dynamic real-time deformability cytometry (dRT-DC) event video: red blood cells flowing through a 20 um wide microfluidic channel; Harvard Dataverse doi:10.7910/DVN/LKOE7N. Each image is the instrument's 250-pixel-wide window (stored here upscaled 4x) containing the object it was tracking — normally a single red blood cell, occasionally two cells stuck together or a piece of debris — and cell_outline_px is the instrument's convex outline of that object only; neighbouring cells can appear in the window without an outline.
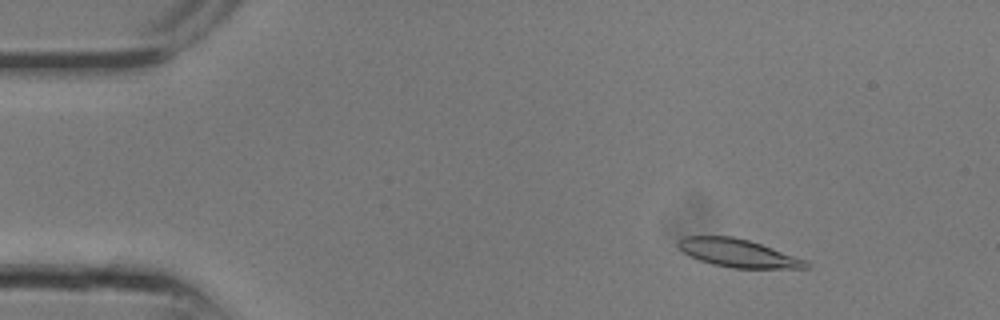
{"species": "common noctule bat (a hibernating species)", "species_latin": "Nyctalus noctula", "temperature_condition": "room temperature", "stored_images_in_passage": 20, "camera_frame_rate_fps": 3000, "um_per_image_px": 0.085, "animal": {"sex": "male", "body_mass_g": 13.3}, "frame": {"image": 1, "passage_image": 4, "time_ms": 1.0, "image_size_px": [1000, 320], "cell_outline_px": [[808, 268], [732, 268], [712, 264], [700, 260], [684, 252], [676, 244], [684, 236], [732, 236], [748, 240], [808, 260]], "centroid_in_image_um": [62.74, 21.51], "position_along_channel_um": 22.3, "area_um2": 20.63}}
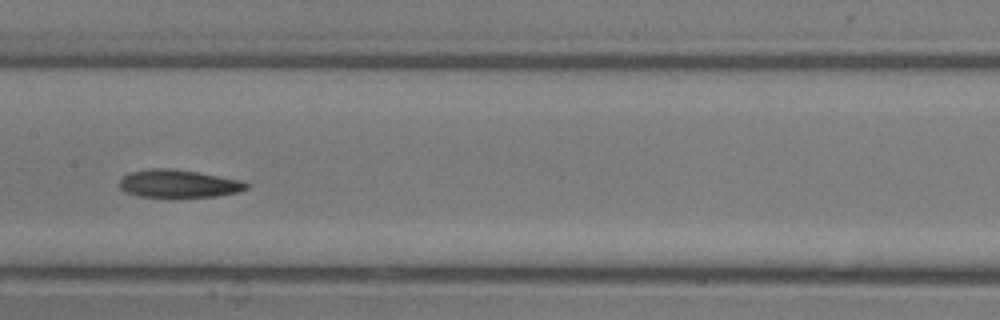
{"frame": {"image": 2, "passage_image": 14, "time_ms": 4.333, "image_size_px": [1000, 320], "cell_outline_px": [[248, 188], [236, 192], [216, 196], [136, 196], [124, 192], [120, 188], [120, 180], [124, 176], [132, 172], [152, 168], [168, 168], [196, 172], [244, 180], [248, 184]], "centroid_in_image_um": [15.18, 15.6], "position_along_channel_um": 192.2, "area_um2": 20.23}}
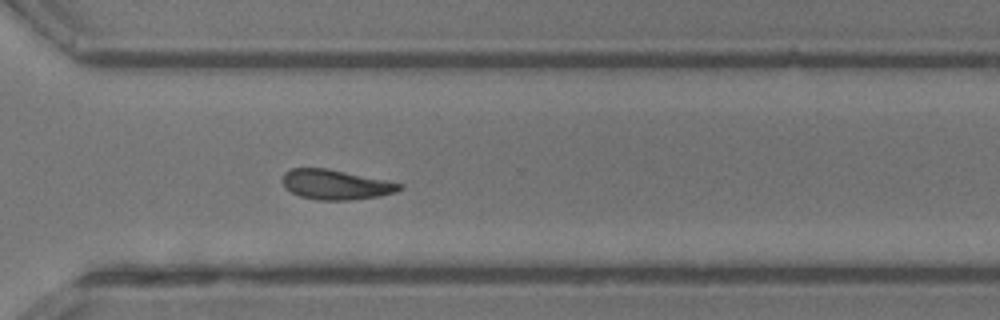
{"frame": {"image": 3, "passage_image": 20, "time_ms": 6.333, "image_size_px": [1000, 320], "cell_outline_px": [[404, 188], [396, 192], [380, 196], [348, 200], [316, 200], [300, 196], [284, 188], [280, 180], [284, 172], [292, 168], [324, 168], [404, 184]], "centroid_in_image_um": [28.49, 15.7], "position_along_channel_um": 342.1, "area_um2": 20.35}}